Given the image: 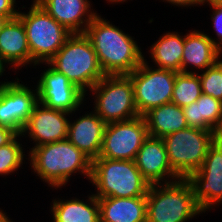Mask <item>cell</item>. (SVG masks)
I'll list each match as a JSON object with an SVG mask.
<instances>
[{"label": "cell", "instance_id": "2e32d148", "mask_svg": "<svg viewBox=\"0 0 222 222\" xmlns=\"http://www.w3.org/2000/svg\"><path fill=\"white\" fill-rule=\"evenodd\" d=\"M37 4L71 33H85L99 14L89 0H39Z\"/></svg>", "mask_w": 222, "mask_h": 222}, {"label": "cell", "instance_id": "7c38bea8", "mask_svg": "<svg viewBox=\"0 0 222 222\" xmlns=\"http://www.w3.org/2000/svg\"><path fill=\"white\" fill-rule=\"evenodd\" d=\"M40 64H44L48 68L41 73L36 82L37 85L34 87L38 91V102L51 109L68 113H78L77 111L83 109V104L89 97L86 98V94L82 90L48 62Z\"/></svg>", "mask_w": 222, "mask_h": 222}, {"label": "cell", "instance_id": "cb8c5ba5", "mask_svg": "<svg viewBox=\"0 0 222 222\" xmlns=\"http://www.w3.org/2000/svg\"><path fill=\"white\" fill-rule=\"evenodd\" d=\"M183 111L188 127L215 132L222 128V102L210 95L202 93Z\"/></svg>", "mask_w": 222, "mask_h": 222}, {"label": "cell", "instance_id": "1f68e13d", "mask_svg": "<svg viewBox=\"0 0 222 222\" xmlns=\"http://www.w3.org/2000/svg\"><path fill=\"white\" fill-rule=\"evenodd\" d=\"M0 222H13L12 219H10L6 212L4 210H1L0 208Z\"/></svg>", "mask_w": 222, "mask_h": 222}, {"label": "cell", "instance_id": "7a4b0ae2", "mask_svg": "<svg viewBox=\"0 0 222 222\" xmlns=\"http://www.w3.org/2000/svg\"><path fill=\"white\" fill-rule=\"evenodd\" d=\"M28 161L32 172L55 190L62 188L74 174L91 178L92 160L68 139L29 149Z\"/></svg>", "mask_w": 222, "mask_h": 222}, {"label": "cell", "instance_id": "3957f363", "mask_svg": "<svg viewBox=\"0 0 222 222\" xmlns=\"http://www.w3.org/2000/svg\"><path fill=\"white\" fill-rule=\"evenodd\" d=\"M48 63L64 74L87 94L86 96L105 76L92 43L85 33H72Z\"/></svg>", "mask_w": 222, "mask_h": 222}, {"label": "cell", "instance_id": "d4e9b609", "mask_svg": "<svg viewBox=\"0 0 222 222\" xmlns=\"http://www.w3.org/2000/svg\"><path fill=\"white\" fill-rule=\"evenodd\" d=\"M202 94L198 73L176 72L171 102L183 108L195 102Z\"/></svg>", "mask_w": 222, "mask_h": 222}, {"label": "cell", "instance_id": "5b68a950", "mask_svg": "<svg viewBox=\"0 0 222 222\" xmlns=\"http://www.w3.org/2000/svg\"><path fill=\"white\" fill-rule=\"evenodd\" d=\"M89 182L95 186L97 198L146 196L151 185L135 161L108 158L92 160Z\"/></svg>", "mask_w": 222, "mask_h": 222}, {"label": "cell", "instance_id": "603a6c76", "mask_svg": "<svg viewBox=\"0 0 222 222\" xmlns=\"http://www.w3.org/2000/svg\"><path fill=\"white\" fill-rule=\"evenodd\" d=\"M149 47V57L155 68L181 72L184 35L167 31Z\"/></svg>", "mask_w": 222, "mask_h": 222}, {"label": "cell", "instance_id": "f546056e", "mask_svg": "<svg viewBox=\"0 0 222 222\" xmlns=\"http://www.w3.org/2000/svg\"><path fill=\"white\" fill-rule=\"evenodd\" d=\"M162 2H167L169 4H173L172 6H177V7H186V8H191V6L198 7V6H202L203 5V0H161Z\"/></svg>", "mask_w": 222, "mask_h": 222}, {"label": "cell", "instance_id": "277c9868", "mask_svg": "<svg viewBox=\"0 0 222 222\" xmlns=\"http://www.w3.org/2000/svg\"><path fill=\"white\" fill-rule=\"evenodd\" d=\"M146 199V222H188L204 213L186 178L150 185Z\"/></svg>", "mask_w": 222, "mask_h": 222}, {"label": "cell", "instance_id": "e575fe53", "mask_svg": "<svg viewBox=\"0 0 222 222\" xmlns=\"http://www.w3.org/2000/svg\"><path fill=\"white\" fill-rule=\"evenodd\" d=\"M207 3V5H217L222 3V0H203V6Z\"/></svg>", "mask_w": 222, "mask_h": 222}, {"label": "cell", "instance_id": "9c48e42d", "mask_svg": "<svg viewBox=\"0 0 222 222\" xmlns=\"http://www.w3.org/2000/svg\"><path fill=\"white\" fill-rule=\"evenodd\" d=\"M144 61L128 74L134 86V102L138 114L143 116L150 109L170 103L176 72L159 69Z\"/></svg>", "mask_w": 222, "mask_h": 222}, {"label": "cell", "instance_id": "ac0fdd59", "mask_svg": "<svg viewBox=\"0 0 222 222\" xmlns=\"http://www.w3.org/2000/svg\"><path fill=\"white\" fill-rule=\"evenodd\" d=\"M221 56L222 51L213 43L208 34L197 29L189 30L184 35L181 72L195 73L196 71L198 73L205 71L217 63ZM194 68L197 70L194 71Z\"/></svg>", "mask_w": 222, "mask_h": 222}, {"label": "cell", "instance_id": "4dcf8cb0", "mask_svg": "<svg viewBox=\"0 0 222 222\" xmlns=\"http://www.w3.org/2000/svg\"><path fill=\"white\" fill-rule=\"evenodd\" d=\"M16 136L14 131L0 126V147L10 143Z\"/></svg>", "mask_w": 222, "mask_h": 222}, {"label": "cell", "instance_id": "d590c367", "mask_svg": "<svg viewBox=\"0 0 222 222\" xmlns=\"http://www.w3.org/2000/svg\"><path fill=\"white\" fill-rule=\"evenodd\" d=\"M107 1V3L109 2V4L111 3V4H122V3H124V2H126L127 0H105V2Z\"/></svg>", "mask_w": 222, "mask_h": 222}, {"label": "cell", "instance_id": "d6986e66", "mask_svg": "<svg viewBox=\"0 0 222 222\" xmlns=\"http://www.w3.org/2000/svg\"><path fill=\"white\" fill-rule=\"evenodd\" d=\"M0 55L8 64V68L11 67L14 71L32 66L27 35L19 17L9 19L3 25L0 32Z\"/></svg>", "mask_w": 222, "mask_h": 222}, {"label": "cell", "instance_id": "e0dca14e", "mask_svg": "<svg viewBox=\"0 0 222 222\" xmlns=\"http://www.w3.org/2000/svg\"><path fill=\"white\" fill-rule=\"evenodd\" d=\"M87 112L69 121L67 139L94 160L100 155L107 124L93 110Z\"/></svg>", "mask_w": 222, "mask_h": 222}, {"label": "cell", "instance_id": "74e56055", "mask_svg": "<svg viewBox=\"0 0 222 222\" xmlns=\"http://www.w3.org/2000/svg\"><path fill=\"white\" fill-rule=\"evenodd\" d=\"M38 1H39V0H33L32 2H33V3H37Z\"/></svg>", "mask_w": 222, "mask_h": 222}, {"label": "cell", "instance_id": "836d02e7", "mask_svg": "<svg viewBox=\"0 0 222 222\" xmlns=\"http://www.w3.org/2000/svg\"><path fill=\"white\" fill-rule=\"evenodd\" d=\"M8 66V64L2 59V56L0 55V76L2 77L4 75V71H6L5 68H7L6 66Z\"/></svg>", "mask_w": 222, "mask_h": 222}, {"label": "cell", "instance_id": "ba28073f", "mask_svg": "<svg viewBox=\"0 0 222 222\" xmlns=\"http://www.w3.org/2000/svg\"><path fill=\"white\" fill-rule=\"evenodd\" d=\"M170 167L187 178L203 164L209 148L215 143V131L188 127L163 138Z\"/></svg>", "mask_w": 222, "mask_h": 222}, {"label": "cell", "instance_id": "4316f807", "mask_svg": "<svg viewBox=\"0 0 222 222\" xmlns=\"http://www.w3.org/2000/svg\"><path fill=\"white\" fill-rule=\"evenodd\" d=\"M198 75L202 93L222 102V59Z\"/></svg>", "mask_w": 222, "mask_h": 222}, {"label": "cell", "instance_id": "f1b7e54d", "mask_svg": "<svg viewBox=\"0 0 222 222\" xmlns=\"http://www.w3.org/2000/svg\"><path fill=\"white\" fill-rule=\"evenodd\" d=\"M16 0H0V15L6 17L8 20L18 17L20 8L16 6Z\"/></svg>", "mask_w": 222, "mask_h": 222}, {"label": "cell", "instance_id": "9a60e30c", "mask_svg": "<svg viewBox=\"0 0 222 222\" xmlns=\"http://www.w3.org/2000/svg\"><path fill=\"white\" fill-rule=\"evenodd\" d=\"M134 161L143 177L151 185L170 183L180 179L170 167L162 138L148 136Z\"/></svg>", "mask_w": 222, "mask_h": 222}, {"label": "cell", "instance_id": "5bb4252c", "mask_svg": "<svg viewBox=\"0 0 222 222\" xmlns=\"http://www.w3.org/2000/svg\"><path fill=\"white\" fill-rule=\"evenodd\" d=\"M71 115V116H69ZM74 113L51 109L37 103L28 119L21 136L28 137L33 147L67 139L69 119ZM27 135V136H26Z\"/></svg>", "mask_w": 222, "mask_h": 222}, {"label": "cell", "instance_id": "ffe728a7", "mask_svg": "<svg viewBox=\"0 0 222 222\" xmlns=\"http://www.w3.org/2000/svg\"><path fill=\"white\" fill-rule=\"evenodd\" d=\"M100 222H146L147 199L138 197L98 198Z\"/></svg>", "mask_w": 222, "mask_h": 222}, {"label": "cell", "instance_id": "8fae6325", "mask_svg": "<svg viewBox=\"0 0 222 222\" xmlns=\"http://www.w3.org/2000/svg\"><path fill=\"white\" fill-rule=\"evenodd\" d=\"M14 79L0 82V126L21 135L38 103V91Z\"/></svg>", "mask_w": 222, "mask_h": 222}, {"label": "cell", "instance_id": "6da1fadb", "mask_svg": "<svg viewBox=\"0 0 222 222\" xmlns=\"http://www.w3.org/2000/svg\"><path fill=\"white\" fill-rule=\"evenodd\" d=\"M90 39L105 75H128L144 61L142 49L134 36L97 15L87 26Z\"/></svg>", "mask_w": 222, "mask_h": 222}, {"label": "cell", "instance_id": "83f0119b", "mask_svg": "<svg viewBox=\"0 0 222 222\" xmlns=\"http://www.w3.org/2000/svg\"><path fill=\"white\" fill-rule=\"evenodd\" d=\"M211 8V25L213 26V30L215 32L216 38L210 39L213 41V43L222 51V3L217 5H209Z\"/></svg>", "mask_w": 222, "mask_h": 222}, {"label": "cell", "instance_id": "7402d4cb", "mask_svg": "<svg viewBox=\"0 0 222 222\" xmlns=\"http://www.w3.org/2000/svg\"><path fill=\"white\" fill-rule=\"evenodd\" d=\"M143 117L149 136L155 138L188 128L183 108L172 102L150 109Z\"/></svg>", "mask_w": 222, "mask_h": 222}, {"label": "cell", "instance_id": "52a82bcc", "mask_svg": "<svg viewBox=\"0 0 222 222\" xmlns=\"http://www.w3.org/2000/svg\"><path fill=\"white\" fill-rule=\"evenodd\" d=\"M89 91L92 102L94 99L93 111L106 124L140 116L134 102V86L128 75H105Z\"/></svg>", "mask_w": 222, "mask_h": 222}, {"label": "cell", "instance_id": "d6a6232c", "mask_svg": "<svg viewBox=\"0 0 222 222\" xmlns=\"http://www.w3.org/2000/svg\"><path fill=\"white\" fill-rule=\"evenodd\" d=\"M215 141L222 147V128L215 132Z\"/></svg>", "mask_w": 222, "mask_h": 222}, {"label": "cell", "instance_id": "484cf974", "mask_svg": "<svg viewBox=\"0 0 222 222\" xmlns=\"http://www.w3.org/2000/svg\"><path fill=\"white\" fill-rule=\"evenodd\" d=\"M21 135H17L10 143L0 147V176H8L19 168L28 160L25 155L24 145L21 143ZM24 161V162H23Z\"/></svg>", "mask_w": 222, "mask_h": 222}, {"label": "cell", "instance_id": "44dd1931", "mask_svg": "<svg viewBox=\"0 0 222 222\" xmlns=\"http://www.w3.org/2000/svg\"><path fill=\"white\" fill-rule=\"evenodd\" d=\"M86 198L87 201L76 197L53 199L50 207L53 222H100L98 198L93 193Z\"/></svg>", "mask_w": 222, "mask_h": 222}, {"label": "cell", "instance_id": "8d00e7d4", "mask_svg": "<svg viewBox=\"0 0 222 222\" xmlns=\"http://www.w3.org/2000/svg\"><path fill=\"white\" fill-rule=\"evenodd\" d=\"M8 19L2 15H0V32H1V29L3 27V25L6 23Z\"/></svg>", "mask_w": 222, "mask_h": 222}, {"label": "cell", "instance_id": "4fadbf2b", "mask_svg": "<svg viewBox=\"0 0 222 222\" xmlns=\"http://www.w3.org/2000/svg\"><path fill=\"white\" fill-rule=\"evenodd\" d=\"M186 179L204 214L222 204V147L216 141L209 148L202 166Z\"/></svg>", "mask_w": 222, "mask_h": 222}, {"label": "cell", "instance_id": "30bf717a", "mask_svg": "<svg viewBox=\"0 0 222 222\" xmlns=\"http://www.w3.org/2000/svg\"><path fill=\"white\" fill-rule=\"evenodd\" d=\"M148 136L147 124L143 116L108 123L98 158L134 161Z\"/></svg>", "mask_w": 222, "mask_h": 222}, {"label": "cell", "instance_id": "8992f818", "mask_svg": "<svg viewBox=\"0 0 222 222\" xmlns=\"http://www.w3.org/2000/svg\"><path fill=\"white\" fill-rule=\"evenodd\" d=\"M27 13L19 11L27 35V42L36 68L48 62L64 45L72 33L52 18L39 4L32 3Z\"/></svg>", "mask_w": 222, "mask_h": 222}]
</instances>
